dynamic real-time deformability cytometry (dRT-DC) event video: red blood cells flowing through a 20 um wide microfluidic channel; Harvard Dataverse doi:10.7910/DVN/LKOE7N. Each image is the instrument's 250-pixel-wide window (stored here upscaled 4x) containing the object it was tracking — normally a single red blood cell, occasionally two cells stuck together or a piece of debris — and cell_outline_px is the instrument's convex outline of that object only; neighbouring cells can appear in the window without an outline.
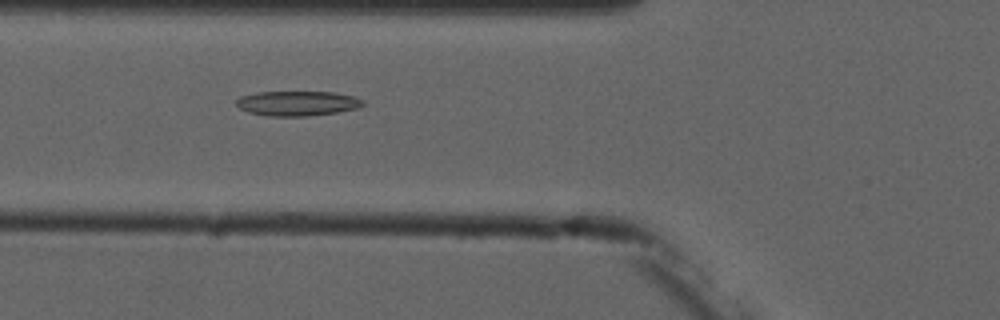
{"species": "common noctule bat (a hibernating species)", "species_latin": "Nyctalus noctula", "temperature_condition": "cold", "stored_images_in_passage": 7, "camera_frame_rate_fps": 3000, "um_per_image_px": 0.085, "animal": {"sex": "male", "forearm_length_mm": 52.5}, "frame": {"image": 1, "passage_image": 2, "time_ms": 1.0, "image_size_px": [1000, 320], "cell_outline_px": [[364, 104], [356, 108], [336, 112], [308, 116], [268, 116], [248, 112], [240, 108], [236, 104], [236, 100], [240, 96], [256, 92], [336, 92], [352, 96], [364, 100]], "centroid_in_image_um": [25.25, 8.78], "position_along_channel_um": 100.5, "area_um2": 18.26}}
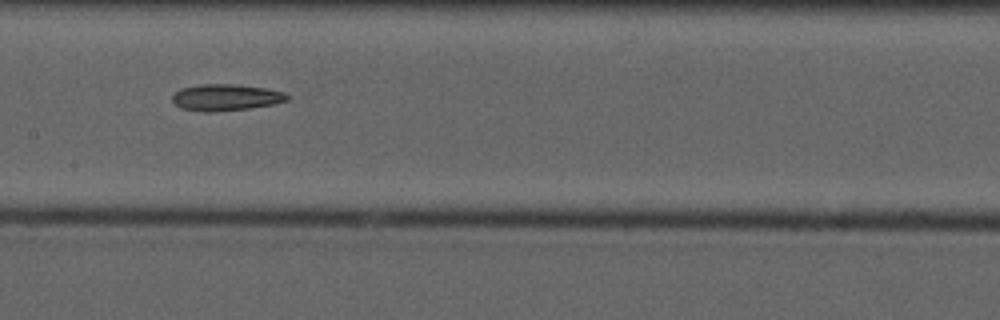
{"frame": {"image": 2, "passage_image": 4, "time_ms": 3.333, "image_size_px": [1000, 320], "cell_outline_px": [[288, 100], [272, 104], [248, 108], [208, 112], [204, 112], [180, 108], [172, 100], [172, 96], [180, 88], [200, 84], [236, 84], [268, 88], [284, 92], [288, 96]], "centroid_in_image_um": [19.18, 8.26], "position_along_channel_um": 188.2, "area_um2": 17.69}}
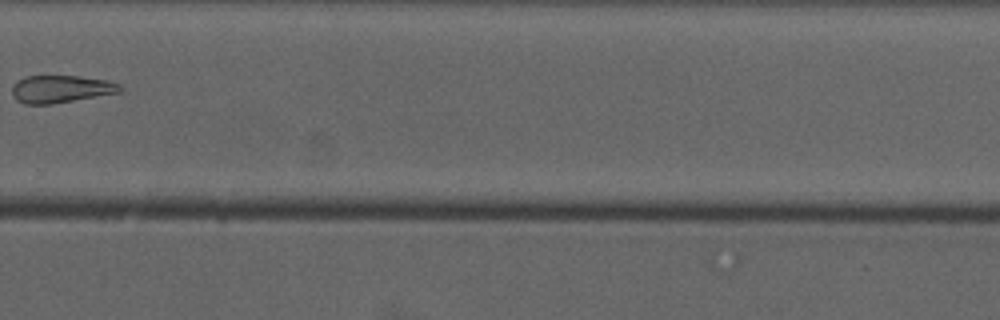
{"frame": {"image": 3, "passage_image": 7, "time_ms": 7.0, "image_size_px": [1000, 320], "cell_outline_px": [[120, 92], [52, 104], [24, 104], [16, 100], [12, 96], [12, 88], [24, 76], [76, 76], [108, 80], [120, 84]], "centroid_in_image_um": [5.15, 7.57], "position_along_channel_um": 324.6, "area_um2": 17.11}}